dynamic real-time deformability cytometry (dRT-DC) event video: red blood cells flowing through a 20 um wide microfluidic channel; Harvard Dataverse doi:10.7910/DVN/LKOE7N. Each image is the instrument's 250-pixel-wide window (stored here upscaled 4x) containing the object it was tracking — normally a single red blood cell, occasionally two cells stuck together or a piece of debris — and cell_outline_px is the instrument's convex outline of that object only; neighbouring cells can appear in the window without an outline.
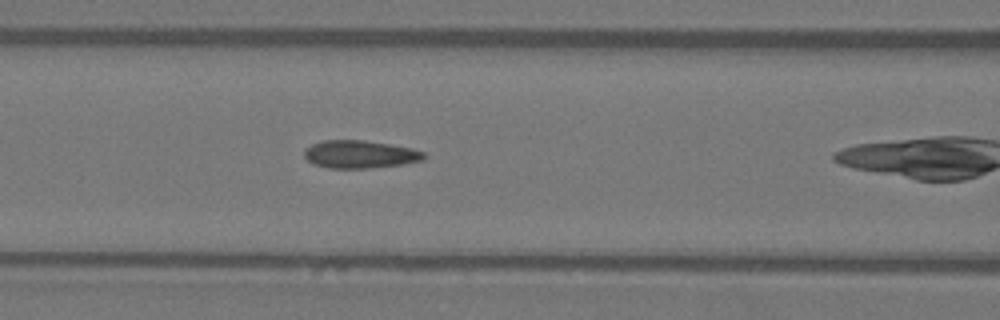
{"species": "Egyptian fruit bat (a non-hibernating species)", "species_latin": "Rousettus aegyptiacus", "temperature_condition": "warm", "stored_images_in_passage": 13, "camera_frame_rate_fps": 3000, "um_per_image_px": 0.085, "animal": {"sex": "female"}, "frame": {"image": 1, "passage_image": 6, "time_ms": 1.667, "image_size_px": [1000, 320], "cell_outline_px": [[428, 156], [424, 160], [400, 164], [368, 168], [328, 168], [312, 164], [304, 156], [304, 152], [312, 144], [324, 140], [364, 140], [412, 148], [424, 152]], "centroid_in_image_um": [30.61, 13.12], "position_along_channel_um": 136.0, "area_um2": 19.31}}
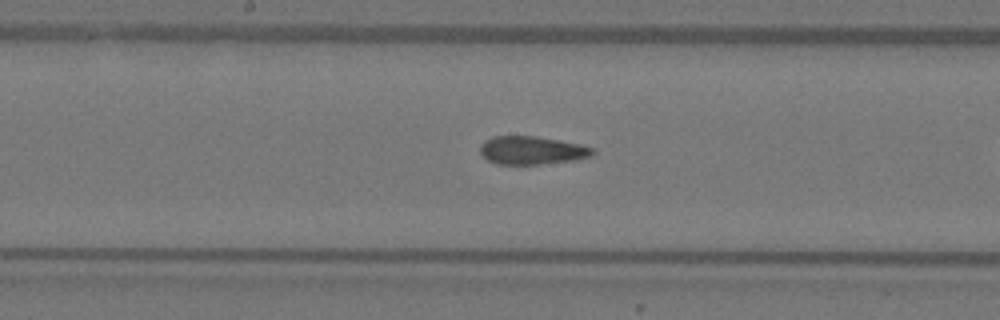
{"frame": {"image": 2, "passage_image": 11, "time_ms": 3.333, "image_size_px": [1000, 320], "cell_outline_px": [[596, 152], [592, 156], [576, 160], [540, 164], [496, 164], [488, 160], [480, 152], [480, 144], [484, 140], [492, 136], [536, 136], [560, 140], [580, 144], [596, 148]], "centroid_in_image_um": [45.24, 12.77], "position_along_channel_um": 203.0, "area_um2": 18.73}}